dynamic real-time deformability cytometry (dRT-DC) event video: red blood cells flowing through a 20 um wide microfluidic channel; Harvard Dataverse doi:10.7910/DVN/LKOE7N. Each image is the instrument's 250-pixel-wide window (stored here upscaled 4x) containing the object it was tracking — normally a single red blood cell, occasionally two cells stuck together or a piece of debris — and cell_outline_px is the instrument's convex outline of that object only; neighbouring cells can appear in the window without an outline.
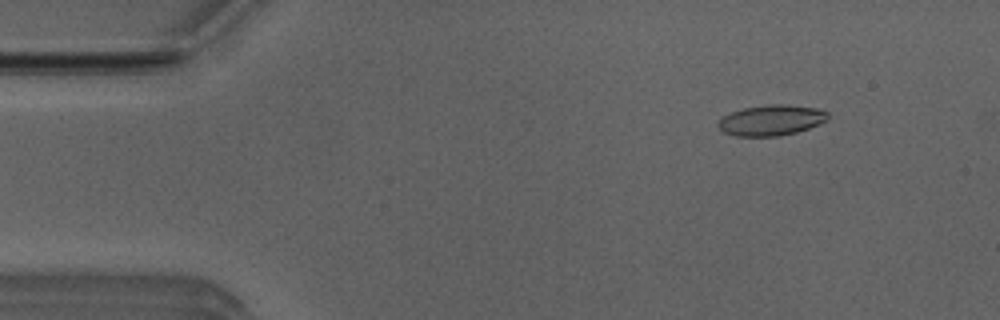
{"species": "Egyptian fruit bat (a non-hibernating species)", "species_latin": "Rousettus aegyptiacus", "temperature_condition": "room temperature", "stored_images_in_passage": 7, "camera_frame_rate_fps": 3000, "um_per_image_px": 0.085, "animal": {"sex": "male"}, "frame": {"image": 1, "passage_image": 2, "time_ms": 0.333, "image_size_px": [1000, 320], "cell_outline_px": [[828, 120], [808, 128], [796, 132], [780, 136], [736, 136], [724, 132], [716, 124], [720, 116], [744, 108], [772, 104], [788, 104], [816, 108], [828, 112]], "centroid_in_image_um": [65.54, 10.21], "position_along_channel_um": 19.5, "area_um2": 19.59}}
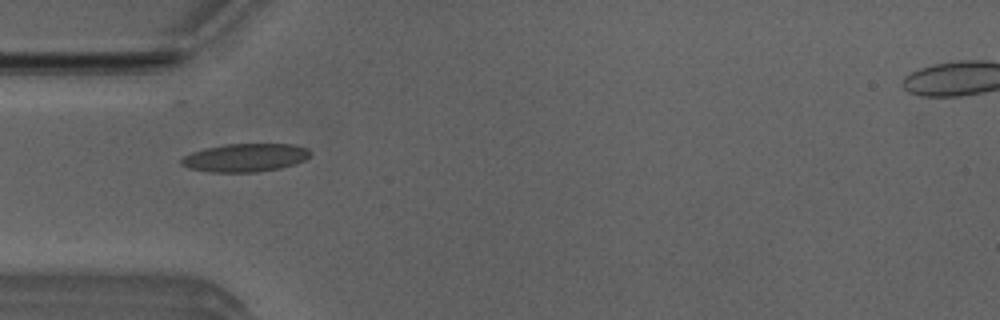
{"frame": {"image": 2, "passage_image": 5, "time_ms": 1.333, "image_size_px": [1000, 320], "cell_outline_px": [[312, 152], [304, 160], [280, 168], [256, 172], [208, 172], [188, 168], [180, 164], [180, 160], [184, 156], [192, 152], [204, 148], [224, 144], [292, 144], [308, 148]], "centroid_in_image_um": [20.81, 13.4], "position_along_channel_um": 64.2, "area_um2": 21.21}}